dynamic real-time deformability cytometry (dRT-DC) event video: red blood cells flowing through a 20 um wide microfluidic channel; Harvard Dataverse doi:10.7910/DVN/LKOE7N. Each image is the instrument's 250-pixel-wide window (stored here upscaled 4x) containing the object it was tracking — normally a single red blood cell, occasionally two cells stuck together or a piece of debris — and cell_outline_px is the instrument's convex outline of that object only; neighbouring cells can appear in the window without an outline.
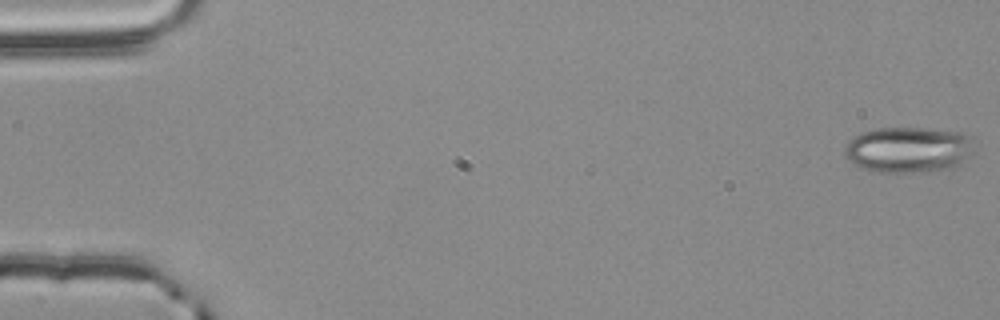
{"species": "common noctule bat (a hibernating species)", "species_latin": "Nyctalus noctula", "temperature_condition": "room temperature", "stored_images_in_passage": 56, "camera_frame_rate_fps": 3000, "um_per_image_px": 0.085, "animal": {"sex": "male", "body_mass_g": 20.4}, "frame": {"image": 1, "passage_image": 1, "time_ms": 0.0, "image_size_px": [1000, 320], "cell_outline_px": [[972, 152], [960, 164], [952, 168], [912, 172], [876, 172], [864, 168], [848, 160], [844, 156], [844, 148], [848, 140], [860, 132], [876, 128], [924, 128], [964, 132], [968, 136]], "centroid_in_image_um": [77.15, 12.71], "position_along_channel_um": 7.8, "area_um2": 34.45}}
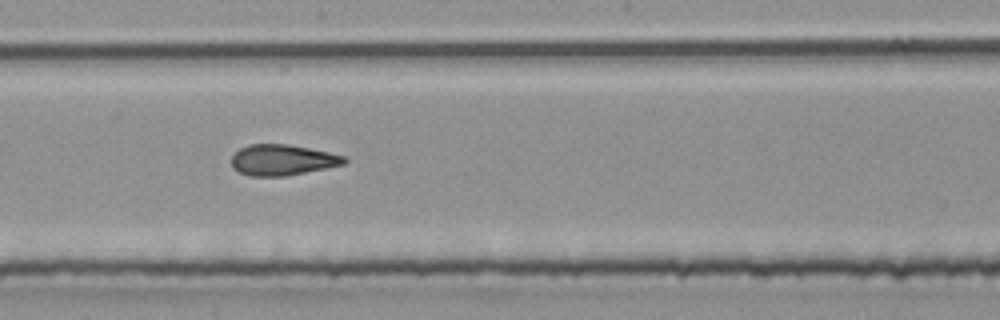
{"frame": {"image": 2, "passage_image": 31, "time_ms": 10.0, "image_size_px": [1000, 320], "cell_outline_px": [[348, 160], [344, 164], [284, 176], [248, 176], [232, 168], [232, 156], [240, 148], [248, 144], [288, 144], [328, 152], [344, 156]], "centroid_in_image_um": [23.97, 13.59], "position_along_channel_um": 224.2, "area_um2": 20.06}}
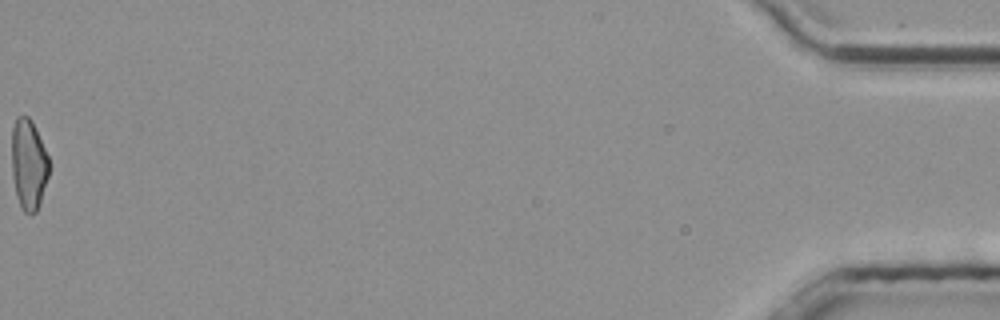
{"frame": {"image": 3, "passage_image": 56, "time_ms": 18.333, "image_size_px": [1000, 320], "cell_outline_px": [[48, 176], [36, 212], [24, 212], [20, 204], [16, 192], [12, 172], [12, 128], [16, 116], [28, 116], [32, 120], [48, 156]], "centroid_in_image_um": [2.42, 13.91], "position_along_channel_um": 432.8, "area_um2": 19.25}, "authors_computed_cell_mechanics": {"area_um2": 20.6635, "velocity_mm_per_s": 3.7974, "shape_relaxation_time_tau1_ms": null, "shape_relaxation_time_tau2_ms": 2.3555, "deformation_change_tau1": null, "deformation_change_tau2": 0.1051}}